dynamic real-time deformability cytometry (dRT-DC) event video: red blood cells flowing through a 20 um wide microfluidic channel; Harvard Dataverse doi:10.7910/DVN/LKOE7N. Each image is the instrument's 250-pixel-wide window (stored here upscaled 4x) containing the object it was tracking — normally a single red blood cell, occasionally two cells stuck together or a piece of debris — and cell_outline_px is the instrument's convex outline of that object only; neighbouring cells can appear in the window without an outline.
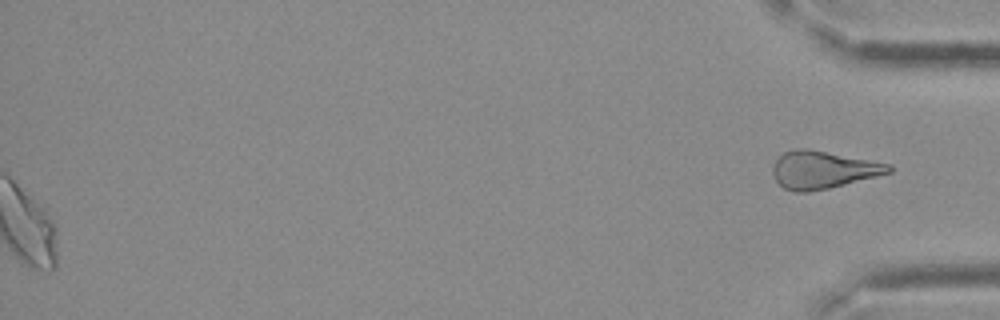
{"species": "Egyptian fruit bat (a non-hibernating species)", "species_latin": "Rousettus aegyptiacus", "temperature_condition": "cold", "stored_images_in_passage": 39, "segment_of_instrument_passage": [2, 2], "camera_frame_rate_fps": 3000, "um_per_image_px": 0.085, "frame": {"image": 1, "passage_image": 39, "time_ms": 12.667, "image_size_px": [1000, 320], "cell_outline_px": [[892, 172], [828, 188], [808, 192], [792, 192], [784, 188], [776, 180], [772, 172], [772, 168], [776, 160], [784, 152], [796, 148], [808, 148], [888, 164], [892, 168]], "centroid_in_image_um": [69.9, 14.43], "position_along_channel_um": 365.3, "area_um2": 25.03}}